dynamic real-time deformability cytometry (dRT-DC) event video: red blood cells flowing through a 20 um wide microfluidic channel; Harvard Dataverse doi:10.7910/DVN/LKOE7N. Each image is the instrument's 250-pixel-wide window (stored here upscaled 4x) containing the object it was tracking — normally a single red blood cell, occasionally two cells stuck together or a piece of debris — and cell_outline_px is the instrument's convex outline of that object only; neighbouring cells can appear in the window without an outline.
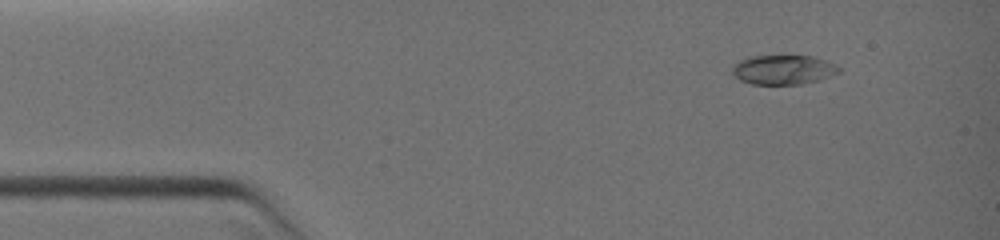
{"species": "common noctule bat (a hibernating species)", "species_latin": "Nyctalus noctula", "temperature_condition": "warm", "stored_images_in_passage": 38, "camera_frame_rate_fps": 3000, "um_per_image_px": 0.085, "animal": {"sex": "female", "body_mass_g": 19.0, "forearm_length_mm": 51.5}, "frame": {"image": 1, "passage_image": 4, "time_ms": 1.0, "image_size_px": [1000, 240], "cell_outline_px": [[840, 72], [820, 80], [800, 84], [752, 84], [740, 80], [732, 72], [732, 64], [748, 56], [816, 56], [828, 60], [836, 64], [840, 68]], "centroid_in_image_um": [66.6, 5.91], "position_along_channel_um": 18.4, "area_um2": 18.5}}
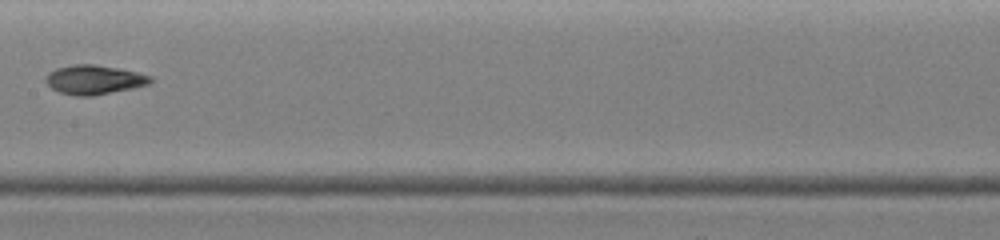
{"frame": {"image": 2, "passage_image": 14, "time_ms": 6.333, "image_size_px": [1000, 240], "cell_outline_px": [[152, 80], [148, 84], [132, 88], [92, 96], [76, 96], [60, 92], [52, 88], [44, 80], [48, 72], [56, 68], [72, 64], [96, 64], [136, 72], [152, 76]], "centroid_in_image_um": [7.96, 6.77], "position_along_channel_um": 199.4, "area_um2": 17.74}}
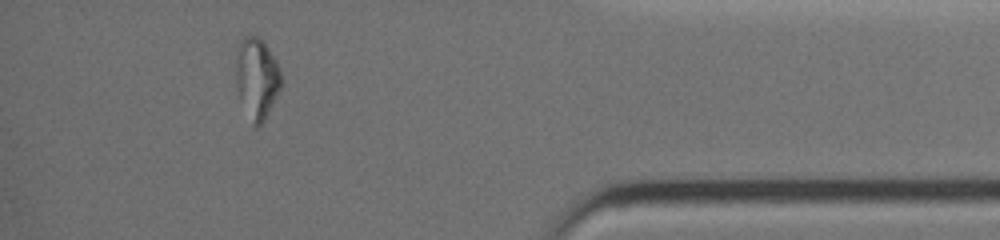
{"frame": {"image": 3, "passage_image": 34, "time_ms": 11.333, "image_size_px": [1000, 240], "cell_outline_px": [[280, 88], [264, 120], [260, 124], [252, 124], [240, 100], [236, 88], [236, 48], [240, 40], [244, 36], [256, 36], [268, 48], [276, 60], [280, 72]], "centroid_in_image_um": [21.79, 6.62], "position_along_channel_um": 413.4, "area_um2": 20.98}}